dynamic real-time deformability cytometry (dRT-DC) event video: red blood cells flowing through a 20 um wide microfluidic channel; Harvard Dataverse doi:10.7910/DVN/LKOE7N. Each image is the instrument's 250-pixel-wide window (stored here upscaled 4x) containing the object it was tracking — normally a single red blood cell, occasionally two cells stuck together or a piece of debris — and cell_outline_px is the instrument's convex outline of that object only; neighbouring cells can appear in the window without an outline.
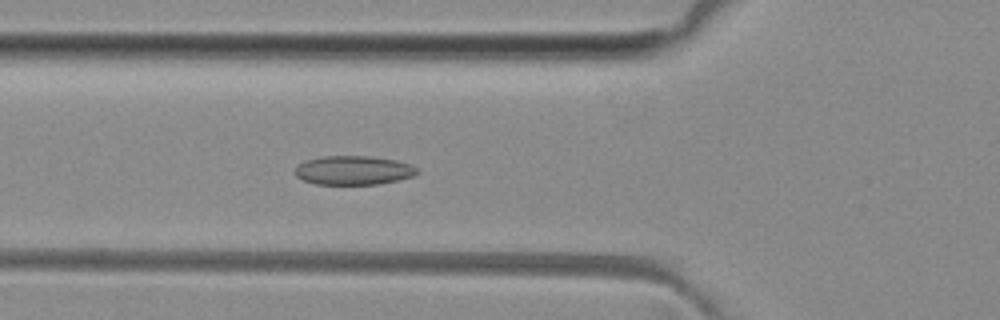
{"species": "common noctule bat (a hibernating species)", "species_latin": "Nyctalus noctula", "temperature_condition": "room temperature", "stored_images_in_passage": 45, "camera_frame_rate_fps": 3000, "um_per_image_px": 0.085, "animal": {"sex": "female", "body_mass_g": 29.2, "forearm_length_mm": 56.3}, "frame": {"image": 1, "passage_image": 13, "time_ms": 4.0, "image_size_px": [1000, 320], "cell_outline_px": [[420, 172], [412, 176], [380, 184], [316, 184], [304, 180], [296, 176], [296, 168], [304, 160], [324, 156], [368, 156], [396, 160], [412, 164], [420, 168]], "centroid_in_image_um": [30.09, 14.47], "position_along_channel_um": 95.7, "area_um2": 20.63}}
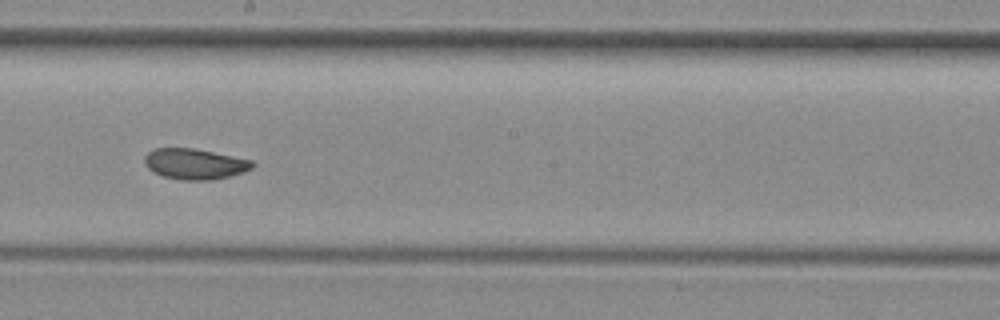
{"frame": {"image": 2, "passage_image": 23, "time_ms": 7.333, "image_size_px": [1000, 320], "cell_outline_px": [[256, 164], [252, 168], [244, 172], [212, 180], [180, 180], [164, 176], [152, 172], [144, 164], [144, 156], [148, 152], [156, 148], [192, 148], [252, 160]], "centroid_in_image_um": [16.54, 13.94], "position_along_channel_um": 231.7, "area_um2": 19.25}}
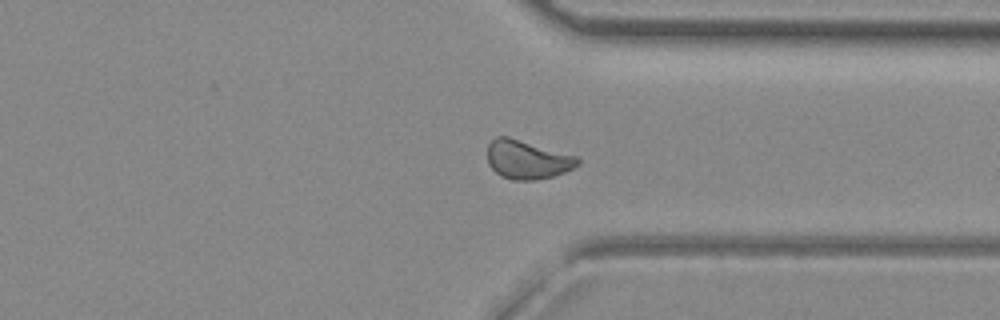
{"frame": {"image": 3, "passage_image": 33, "time_ms": 10.667, "image_size_px": [1000, 320], "cell_outline_px": [[580, 164], [564, 172], [552, 176], [536, 180], [512, 180], [500, 176], [488, 164], [488, 144], [496, 136], [508, 136], [580, 156]], "centroid_in_image_um": [44.84, 13.55], "position_along_channel_um": 366.6, "area_um2": 20.63}, "authors_computed_cell_mechanics": {"area_um2": 20.1144, "velocity_mm_per_s": 4.0701, "shape_relaxation_time_tau1_ms": null, "shape_relaxation_time_tau2_ms": 2.0968, "deformation_change_tau1": null, "deformation_change_tau2": 0.0639}}